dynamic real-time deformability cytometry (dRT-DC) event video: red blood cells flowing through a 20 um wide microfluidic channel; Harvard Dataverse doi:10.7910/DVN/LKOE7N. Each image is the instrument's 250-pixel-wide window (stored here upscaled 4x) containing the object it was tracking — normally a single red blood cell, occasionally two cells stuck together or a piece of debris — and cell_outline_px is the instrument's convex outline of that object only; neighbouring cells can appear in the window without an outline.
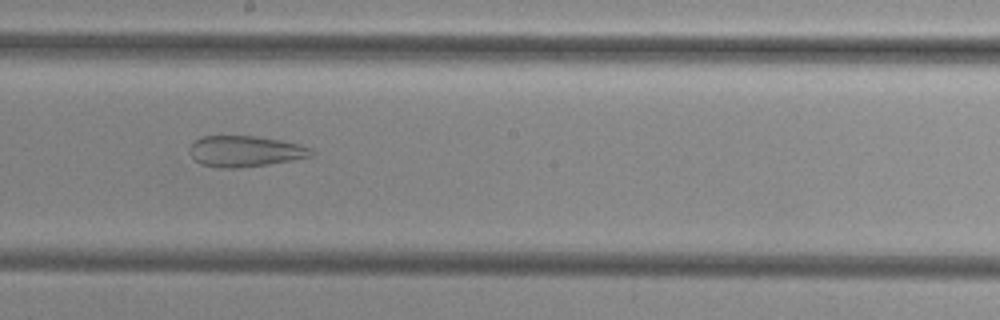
{"species": "common noctule bat (a hibernating species)", "species_latin": "Nyctalus noctula", "temperature_condition": "cold", "stored_images_in_passage": 47, "camera_frame_rate_fps": 3000, "um_per_image_px": 0.085, "animal": {"sex": "female", "body_mass_g": 29.2, "forearm_length_mm": 56.3}, "frame": {"image": 1, "passage_image": 24, "time_ms": 7.667, "image_size_px": [1000, 320], "cell_outline_px": [[316, 152], [312, 156], [292, 160], [268, 164], [240, 168], [220, 168], [200, 164], [188, 152], [188, 148], [192, 140], [200, 136], [256, 136], [280, 140], [300, 144], [312, 148]], "centroid_in_image_um": [20.81, 12.85], "position_along_channel_um": 227.4, "area_um2": 22.31}}
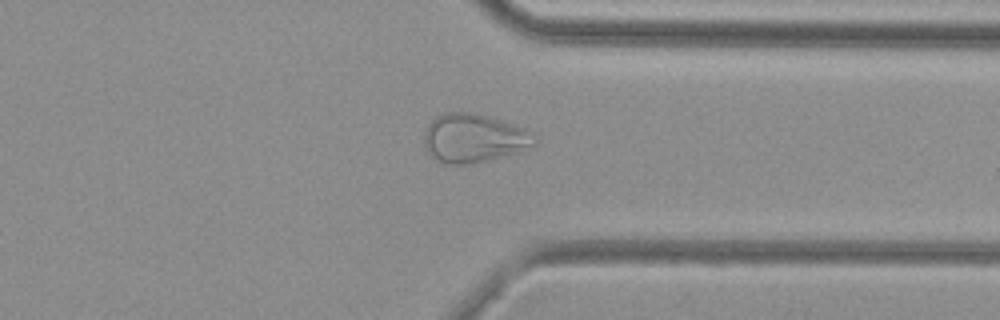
{"frame": {"image": 2, "passage_image": 35, "time_ms": 11.333, "image_size_px": [1000, 320], "cell_outline_px": [[536, 144], [516, 152], [472, 164], [444, 164], [436, 160], [428, 152], [424, 144], [424, 132], [428, 124], [436, 116], [444, 112], [476, 112], [524, 128], [532, 132], [536, 136]], "centroid_in_image_um": [40.24, 11.73], "position_along_channel_um": 371.2, "area_um2": 31.33}}
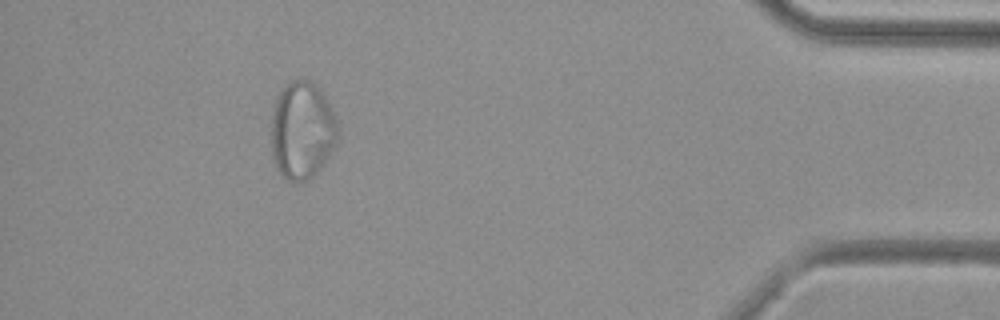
{"frame": {"image": 3, "passage_image": 42, "time_ms": 13.667, "image_size_px": [1000, 320], "cell_outline_px": [[340, 136], [328, 156], [320, 168], [308, 180], [296, 184], [288, 180], [276, 168], [272, 156], [272, 108], [276, 96], [280, 88], [284, 84], [292, 80], [312, 80], [324, 92], [328, 100], [336, 120]], "centroid_in_image_um": [25.68, 11.05], "position_along_channel_um": 409.5, "area_um2": 38.49}}